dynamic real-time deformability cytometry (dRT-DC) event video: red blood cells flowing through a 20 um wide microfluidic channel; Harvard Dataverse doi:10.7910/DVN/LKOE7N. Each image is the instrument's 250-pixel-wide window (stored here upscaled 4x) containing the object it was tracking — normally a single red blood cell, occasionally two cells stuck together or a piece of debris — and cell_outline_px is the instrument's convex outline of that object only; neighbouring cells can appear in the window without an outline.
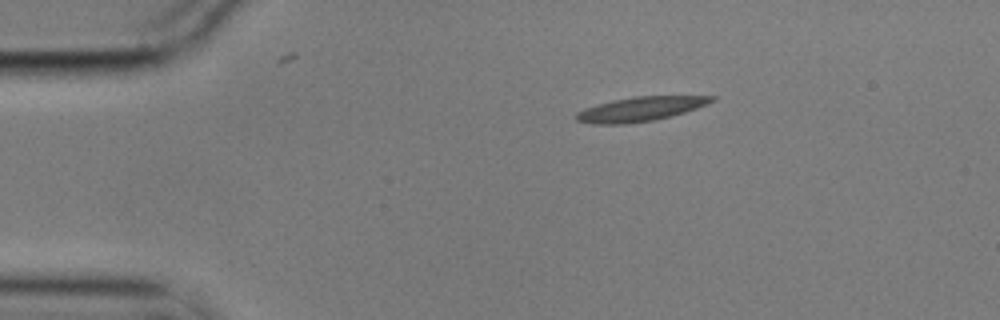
{"species": "common noctule bat (a hibernating species)", "species_latin": "Nyctalus noctula", "temperature_condition": "cold", "stored_images_in_passage": 2, "camera_frame_rate_fps": 3000, "um_per_image_px": 0.085, "animal": {"sex": "male", "body_mass_g": 17.9}, "frame": {"image": 1, "passage_image": 1, "time_ms": 0.0, "image_size_px": [1000, 320], "cell_outline_px": [[716, 100], [708, 104], [684, 112], [652, 120], [628, 124], [592, 124], [576, 120], [576, 112], [584, 108], [612, 100], [636, 96], [716, 96]], "centroid_in_image_um": [54.41, 9.26], "position_along_channel_um": 30.6, "area_um2": 19.07}}